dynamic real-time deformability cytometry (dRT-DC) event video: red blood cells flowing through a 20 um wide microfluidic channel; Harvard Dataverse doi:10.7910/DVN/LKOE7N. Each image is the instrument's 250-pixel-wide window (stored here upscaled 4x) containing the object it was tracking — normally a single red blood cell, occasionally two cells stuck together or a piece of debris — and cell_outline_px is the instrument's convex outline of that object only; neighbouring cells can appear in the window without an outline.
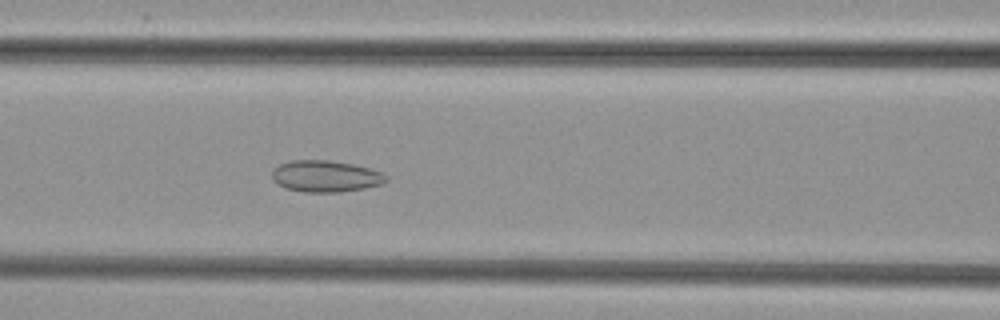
{"species": "common noctule bat (a hibernating species)", "species_latin": "Nyctalus noctula", "temperature_condition": "cold", "stored_images_in_passage": 51, "camera_frame_rate_fps": 3000, "um_per_image_px": 0.085, "animal": {"sex": "female", "body_mass_g": 29.2, "forearm_length_mm": 56.3}, "frame": {"image": 1, "passage_image": 22, "time_ms": 7.0, "image_size_px": [1000, 320], "cell_outline_px": [[388, 180], [380, 184], [364, 188], [340, 192], [304, 192], [284, 188], [276, 184], [272, 180], [272, 168], [280, 164], [292, 160], [328, 160], [352, 164], [368, 168], [380, 172], [388, 176]], "centroid_in_image_um": [27.62, 14.98], "position_along_channel_um": 139.0, "area_um2": 21.04}}
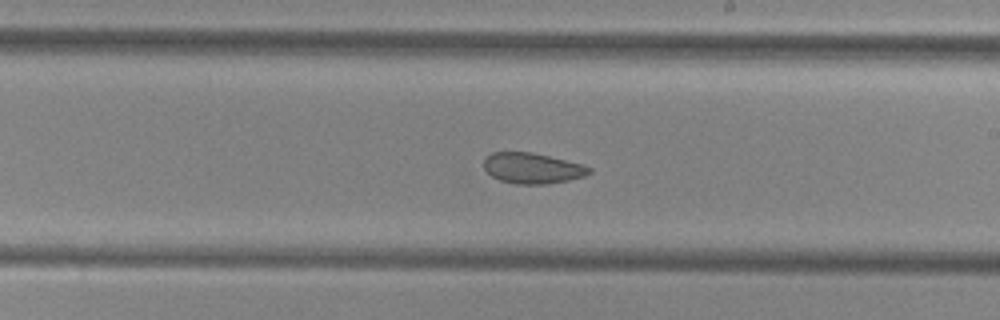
{"frame": {"image": 2, "passage_image": 30, "time_ms": 9.667, "image_size_px": [1000, 320], "cell_outline_px": [[592, 172], [584, 176], [568, 180], [548, 184], [516, 184], [500, 180], [492, 176], [484, 168], [484, 156], [492, 152], [532, 152], [584, 164], [592, 168]], "centroid_in_image_um": [45.26, 14.29], "position_along_channel_um": 243.7, "area_um2": 18.96}}
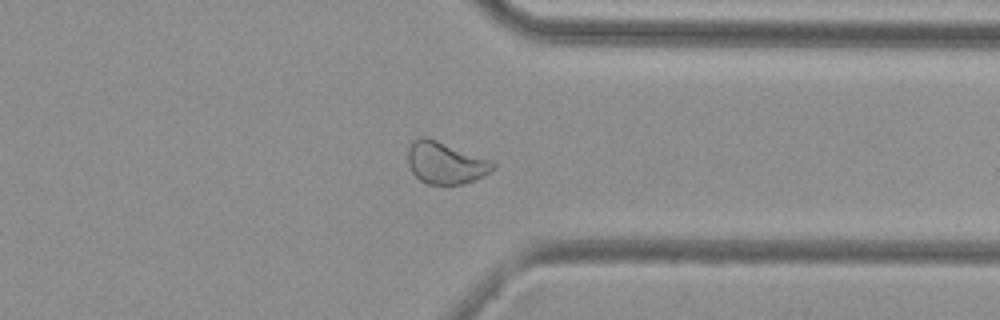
{"frame": {"image": 3, "passage_image": 40, "time_ms": 13.0, "image_size_px": [1000, 320], "cell_outline_px": [[496, 168], [464, 184], [428, 184], [420, 180], [412, 172], [408, 164], [408, 148], [412, 140], [420, 136], [424, 136], [436, 140], [488, 160], [496, 164]], "centroid_in_image_um": [37.79, 13.84], "position_along_channel_um": 373.6, "area_um2": 20.35}}